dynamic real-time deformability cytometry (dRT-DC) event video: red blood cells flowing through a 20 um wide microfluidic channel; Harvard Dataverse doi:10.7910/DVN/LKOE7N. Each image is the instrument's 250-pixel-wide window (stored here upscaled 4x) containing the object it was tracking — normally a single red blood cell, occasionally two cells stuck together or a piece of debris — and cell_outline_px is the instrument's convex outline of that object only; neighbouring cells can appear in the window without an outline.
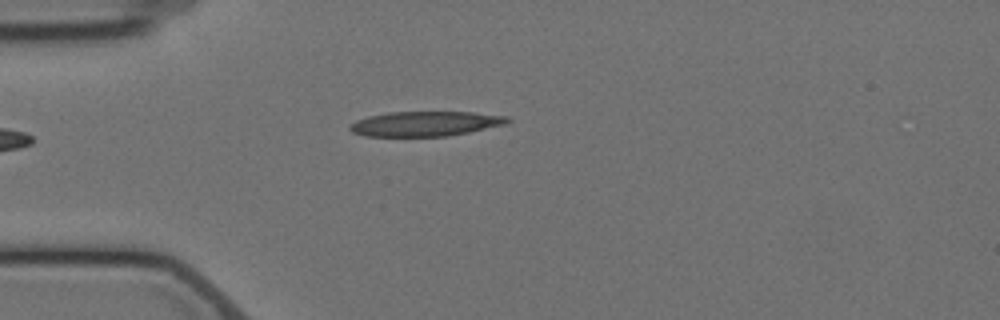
{"species": "Egyptian fruit bat (a non-hibernating species)", "species_latin": "Rousettus aegyptiacus", "temperature_condition": "cold", "stored_images_in_passage": 5, "camera_frame_rate_fps": 3000, "um_per_image_px": 0.085, "animal": {"sex": "female"}, "frame": {"image": 1, "passage_image": 5, "time_ms": 4.667, "image_size_px": [1000, 320], "cell_outline_px": [[512, 120], [504, 124], [468, 132], [448, 136], [364, 136], [352, 132], [348, 128], [348, 124], [356, 120], [368, 116], [388, 112], [472, 112], [508, 116]], "centroid_in_image_um": [36.1, 10.51], "position_along_channel_um": 48.9, "area_um2": 22.83}}